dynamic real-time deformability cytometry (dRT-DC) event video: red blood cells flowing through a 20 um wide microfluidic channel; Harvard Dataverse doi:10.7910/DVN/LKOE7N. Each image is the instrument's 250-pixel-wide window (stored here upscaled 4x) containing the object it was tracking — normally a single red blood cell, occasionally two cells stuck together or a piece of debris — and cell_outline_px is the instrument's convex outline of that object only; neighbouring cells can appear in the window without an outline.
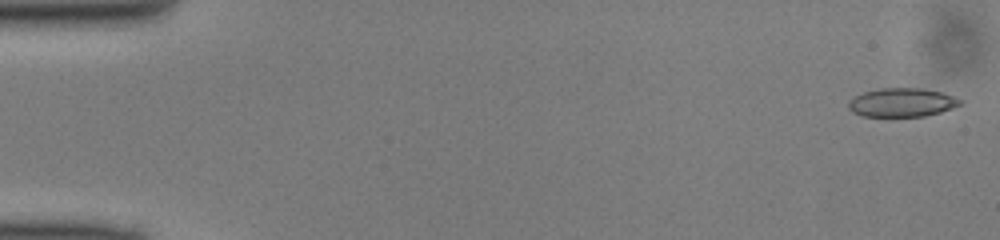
{"species": "common noctule bat (a hibernating species)", "species_latin": "Nyctalus noctula", "temperature_condition": "cold", "stored_images_in_passage": 49, "camera_frame_rate_fps": 3000, "um_per_image_px": 0.085, "animal": {"sex": "male", "body_mass_g": 13.0, "forearm_length_mm": 53.1}, "frame": {"image": 1, "passage_image": 1, "time_ms": 0.0, "image_size_px": [1000, 240], "cell_outline_px": [[964, 104], [940, 112], [924, 116], [860, 116], [852, 112], [848, 108], [848, 100], [864, 92], [880, 88], [924, 88], [940, 92], [964, 100]], "centroid_in_image_um": [76.67, 8.71], "position_along_channel_um": 8.3, "area_um2": 18.79}}
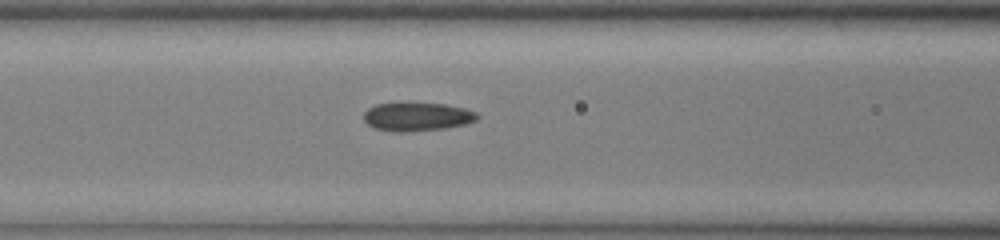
{"frame": {"image": 2, "passage_image": 20, "time_ms": 6.333, "image_size_px": [1000, 240], "cell_outline_px": [[480, 116], [476, 120], [464, 124], [444, 128], [404, 132], [396, 132], [372, 128], [364, 120], [364, 112], [368, 108], [376, 104], [444, 104], [464, 108], [476, 112]], "centroid_in_image_um": [35.44, 9.93], "position_along_channel_um": 131.2, "area_um2": 18.55}}
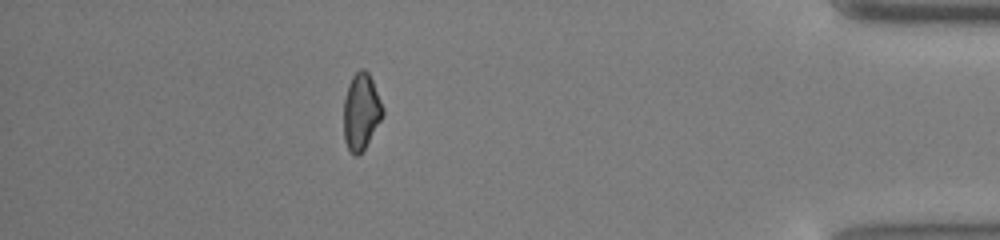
{"frame": {"image": 3, "passage_image": 43, "time_ms": 14.0, "image_size_px": [1000, 240], "cell_outline_px": [[384, 116], [364, 148], [356, 156], [352, 156], [344, 140], [344, 100], [348, 84], [352, 76], [360, 68], [364, 68], [368, 72], [372, 80], [384, 108]], "centroid_in_image_um": [30.7, 9.48], "position_along_channel_um": 404.5, "area_um2": 17.46}}